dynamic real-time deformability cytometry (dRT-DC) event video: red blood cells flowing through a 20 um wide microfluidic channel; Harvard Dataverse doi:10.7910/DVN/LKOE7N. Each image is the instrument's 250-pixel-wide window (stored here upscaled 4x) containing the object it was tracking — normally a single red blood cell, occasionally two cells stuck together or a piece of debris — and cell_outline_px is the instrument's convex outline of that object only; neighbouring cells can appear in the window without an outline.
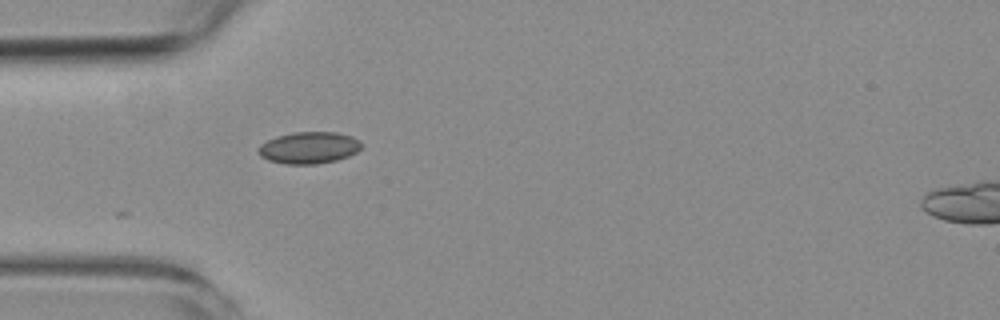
{"species": "common noctule bat (a hibernating species)", "species_latin": "Nyctalus noctula", "temperature_condition": "room temperature", "stored_images_in_passage": 1, "camera_frame_rate_fps": 3000, "um_per_image_px": 0.085, "animal": {"sex": "female", "body_mass_g": 19.3, "forearm_length_mm": 54.1}, "frame": {"image": 1, "passage_image": 1, "time_ms": 0.0, "image_size_px": [1000, 320], "cell_outline_px": [[364, 144], [356, 152], [348, 156], [336, 160], [316, 164], [284, 164], [268, 160], [260, 156], [256, 148], [260, 144], [276, 136], [292, 132], [336, 132], [352, 136], [360, 140]], "centroid_in_image_um": [26.25, 12.55], "position_along_channel_um": 58.8, "area_um2": 19.31}}